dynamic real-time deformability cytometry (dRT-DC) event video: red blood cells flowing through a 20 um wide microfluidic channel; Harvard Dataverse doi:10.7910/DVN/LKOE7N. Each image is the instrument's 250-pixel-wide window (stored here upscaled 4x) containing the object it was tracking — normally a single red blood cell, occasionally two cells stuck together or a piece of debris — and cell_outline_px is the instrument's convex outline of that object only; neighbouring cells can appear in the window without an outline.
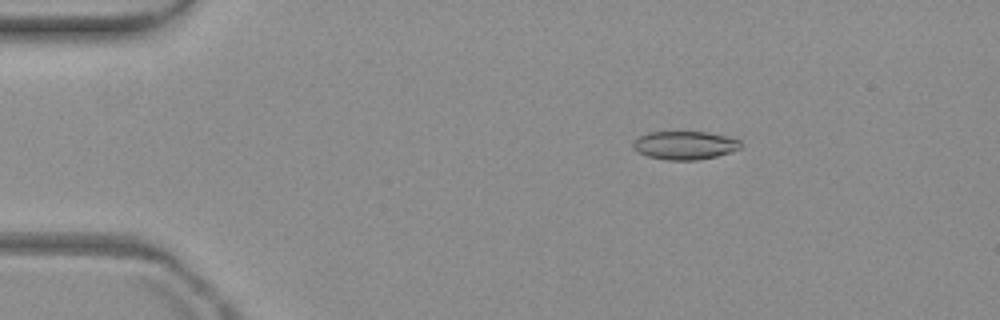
{"species": "common noctule bat (a hibernating species)", "species_latin": "Nyctalus noctula", "temperature_condition": "warm", "stored_images_in_passage": 8, "camera_frame_rate_fps": 3000, "um_per_image_px": 0.085, "animal": {"sex": "female", "body_mass_g": 19.3, "forearm_length_mm": 54.1}, "frame": {"image": 1, "passage_image": 3, "time_ms": 3.0, "image_size_px": [1000, 320], "cell_outline_px": [[740, 148], [716, 156], [696, 160], [668, 160], [648, 156], [636, 152], [632, 148], [632, 144], [636, 136], [648, 132], [708, 132], [740, 140]], "centroid_in_image_um": [58.12, 12.34], "position_along_channel_um": 26.9, "area_um2": 17.74}}
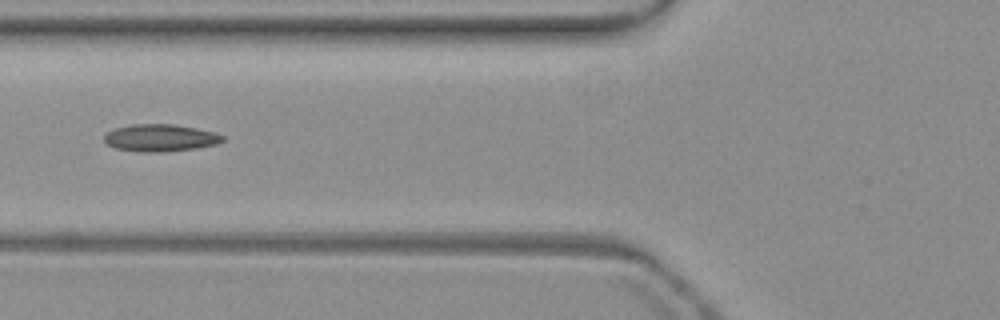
{"frame": {"image": 2, "passage_image": 6, "time_ms": 7.333, "image_size_px": [1000, 320], "cell_outline_px": [[224, 140], [216, 144], [196, 148], [164, 152], [136, 152], [116, 148], [104, 144], [104, 136], [108, 132], [116, 128], [132, 124], [176, 124], [216, 132], [224, 136]], "centroid_in_image_um": [13.62, 11.72], "position_along_channel_um": 112.2, "area_um2": 18.96}}
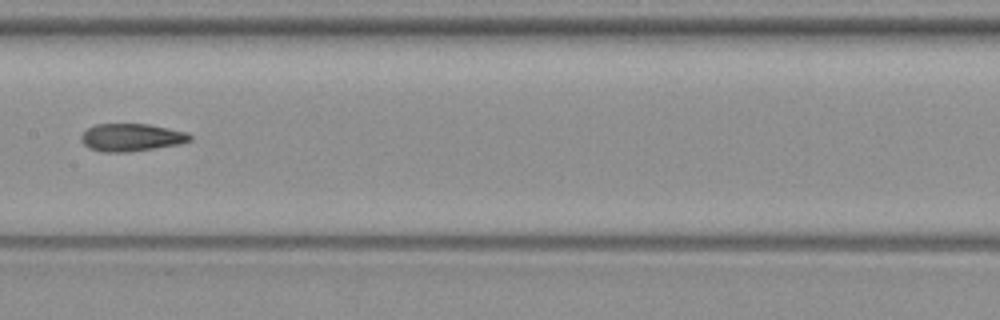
{"frame": {"image": 3, "passage_image": 8, "time_ms": 9.667, "image_size_px": [1000, 320], "cell_outline_px": [[192, 140], [180, 144], [128, 152], [100, 152], [88, 148], [80, 140], [80, 136], [88, 128], [96, 124], [148, 124], [188, 132], [192, 136]], "centroid_in_image_um": [11.16, 11.68], "position_along_channel_um": 196.2, "area_um2": 17.63}}